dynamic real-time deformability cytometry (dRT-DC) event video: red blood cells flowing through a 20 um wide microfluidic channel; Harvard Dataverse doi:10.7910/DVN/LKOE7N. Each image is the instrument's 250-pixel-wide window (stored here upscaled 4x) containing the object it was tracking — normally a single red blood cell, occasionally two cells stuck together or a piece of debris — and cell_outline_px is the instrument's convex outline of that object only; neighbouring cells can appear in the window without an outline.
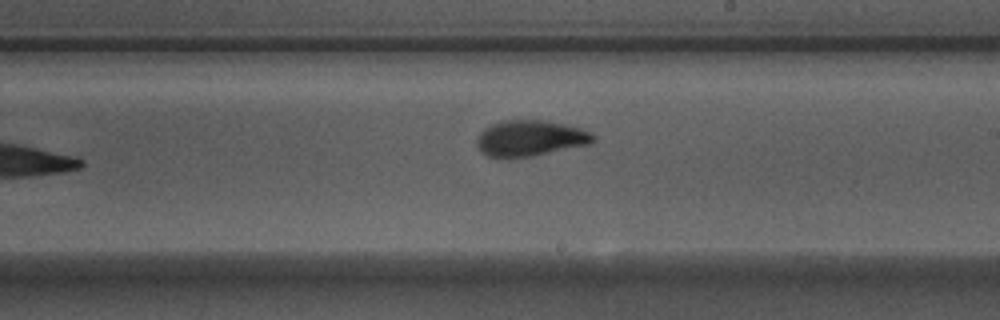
{"species": "Egyptian fruit bat (a non-hibernating species)", "species_latin": "Rousettus aegyptiacus", "temperature_condition": "warm", "stored_images_in_passage": 9, "camera_frame_rate_fps": 3000, "um_per_image_px": 0.085, "animal": {"sex": "male"}, "frame": {"image": 1, "passage_image": 8, "time_ms": 2.333, "image_size_px": [1000, 320], "cell_outline_px": [[596, 140], [588, 144], [532, 156], [508, 160], [488, 156], [480, 152], [476, 144], [476, 140], [480, 132], [484, 128], [500, 120], [544, 120], [564, 124], [580, 128], [596, 136]], "centroid_in_image_um": [44.99, 11.77], "position_along_channel_um": 244.0, "area_um2": 24.68}}
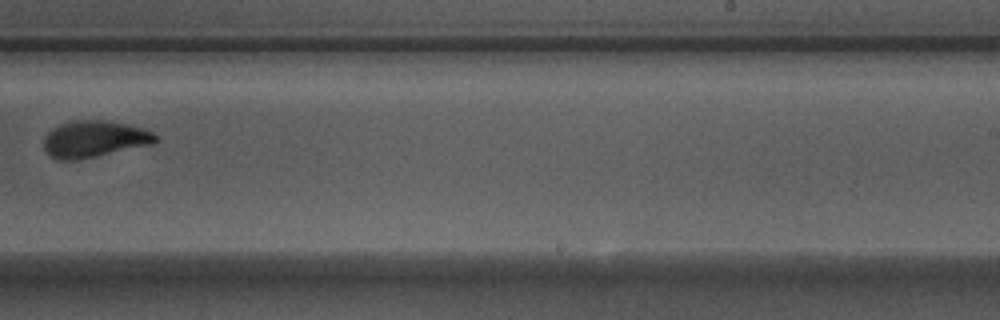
{"frame": {"image": 2, "passage_image": 9, "time_ms": 2.667, "image_size_px": [1000, 320], "cell_outline_px": [[156, 140], [152, 144], [96, 156], [76, 160], [56, 160], [44, 148], [44, 136], [52, 128], [60, 124], [72, 120], [104, 120], [144, 128], [152, 132], [156, 136]], "centroid_in_image_um": [7.98, 11.81], "position_along_channel_um": 281.0, "area_um2": 23.64}}